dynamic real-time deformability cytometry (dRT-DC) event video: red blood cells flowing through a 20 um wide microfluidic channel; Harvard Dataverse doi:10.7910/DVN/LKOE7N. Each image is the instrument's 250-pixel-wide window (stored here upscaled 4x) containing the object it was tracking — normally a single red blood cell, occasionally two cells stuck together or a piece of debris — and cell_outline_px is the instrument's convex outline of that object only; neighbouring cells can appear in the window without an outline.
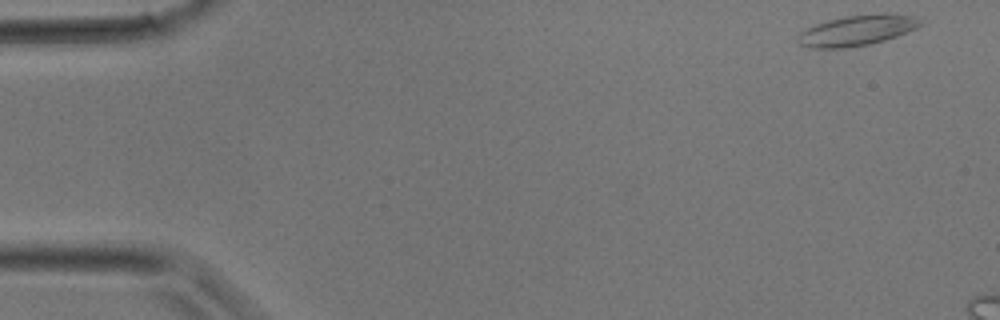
{"species": "common noctule bat (a hibernating species)", "species_latin": "Nyctalus noctula", "temperature_condition": "room temperature", "stored_images_in_passage": 6, "camera_frame_rate_fps": 3000, "um_per_image_px": 0.085, "animal": {"sex": "male", "body_mass_g": 17.9}, "frame": {"image": 1, "passage_image": 1, "time_ms": 0.0, "image_size_px": [1000, 320], "cell_outline_px": [[924, 24], [916, 28], [896, 36], [884, 40], [868, 44], [844, 48], [808, 48], [800, 44], [796, 40], [796, 36], [800, 32], [816, 24], [828, 20], [844, 16], [884, 12], [888, 12], [916, 16]], "centroid_in_image_um": [72.86, 2.56], "position_along_channel_um": 12.1, "area_um2": 22.02}}